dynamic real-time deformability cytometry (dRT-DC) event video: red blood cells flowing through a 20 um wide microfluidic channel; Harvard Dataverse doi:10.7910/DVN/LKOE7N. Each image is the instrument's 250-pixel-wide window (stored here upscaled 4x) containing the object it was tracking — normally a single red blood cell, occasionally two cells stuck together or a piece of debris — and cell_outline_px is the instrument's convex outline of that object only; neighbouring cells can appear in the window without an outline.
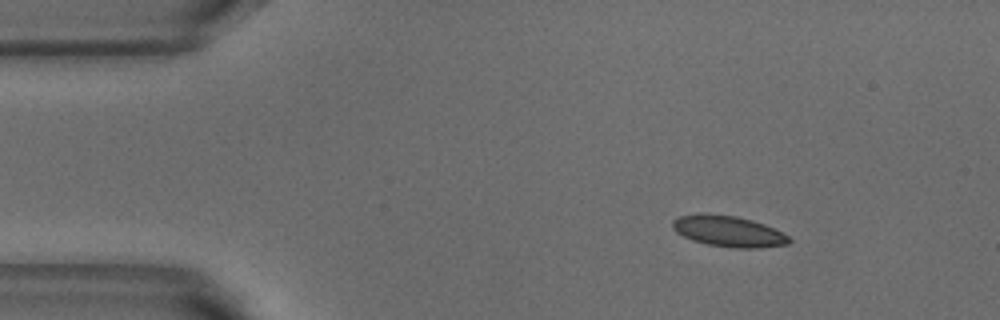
{"species": "common noctule bat (a hibernating species)", "species_latin": "Nyctalus noctula", "temperature_condition": "warm", "stored_images_in_passage": 3, "camera_frame_rate_fps": 3000, "um_per_image_px": 0.085, "animal": {"sex": "male", "body_mass_g": 18.8}, "frame": {"image": 1, "passage_image": 1, "time_ms": 0.0, "image_size_px": [1000, 320], "cell_outline_px": [[792, 240], [788, 244], [760, 248], [732, 248], [708, 244], [692, 240], [676, 232], [672, 228], [672, 220], [680, 216], [696, 212], [700, 212], [736, 216], [752, 220], [764, 224], [788, 236]], "centroid_in_image_um": [61.88, 19.64], "position_along_channel_um": 23.1, "area_um2": 21.15}}